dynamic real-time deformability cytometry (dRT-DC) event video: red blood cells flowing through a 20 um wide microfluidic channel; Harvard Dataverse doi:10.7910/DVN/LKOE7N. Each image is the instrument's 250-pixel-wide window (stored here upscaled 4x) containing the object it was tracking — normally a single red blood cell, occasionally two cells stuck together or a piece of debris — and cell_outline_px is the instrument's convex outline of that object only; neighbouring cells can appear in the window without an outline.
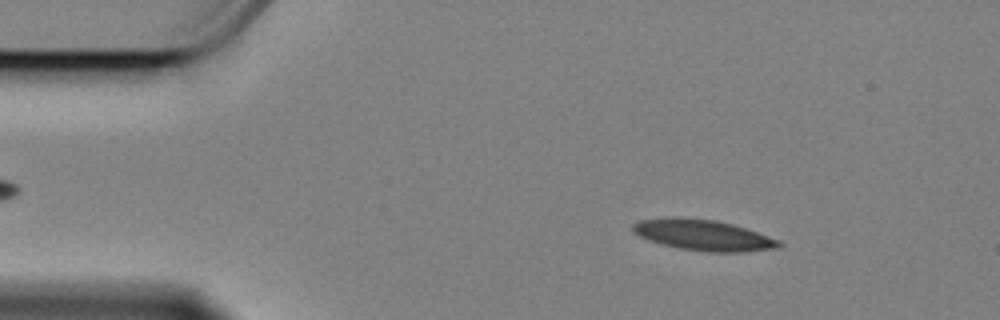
{"species": "Egyptian fruit bat (a non-hibernating species)", "species_latin": "Rousettus aegyptiacus", "temperature_condition": "cold", "stored_images_in_passage": 57, "camera_frame_rate_fps": 3000, "um_per_image_px": 0.085, "animal": {"sex": "female"}, "frame": {"image": 1, "passage_image": 7, "time_ms": 2.0, "image_size_px": [1000, 320], "cell_outline_px": [[784, 244], [776, 248], [744, 252], [708, 252], [680, 248], [648, 240], [632, 232], [632, 224], [640, 220], [672, 216], [676, 216], [716, 220], [732, 224], [780, 240]], "centroid_in_image_um": [59.75, 19.97], "position_along_channel_um": 25.2, "area_um2": 26.24}}
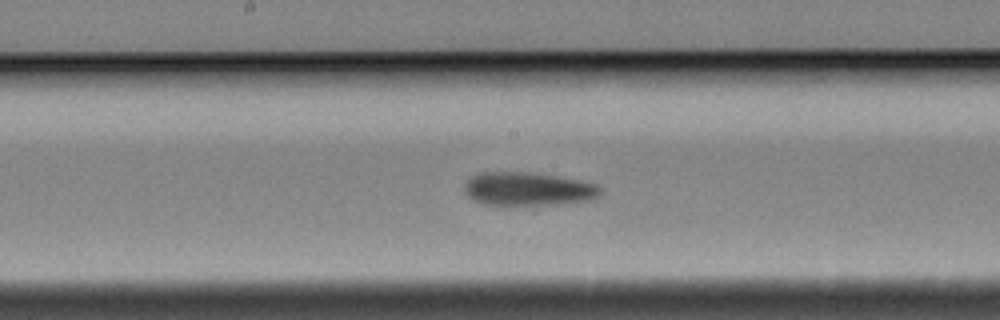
{"frame": {"image": 2, "passage_image": 28, "time_ms": 9.0, "image_size_px": [1000, 320], "cell_outline_px": [[600, 192], [596, 196], [588, 200], [556, 204], [516, 208], [484, 204], [468, 196], [464, 192], [464, 184], [472, 176], [480, 172], [532, 172], [580, 180], [596, 184], [600, 188]], "centroid_in_image_um": [44.82, 16.09], "position_along_channel_um": 203.4, "area_um2": 27.11}}
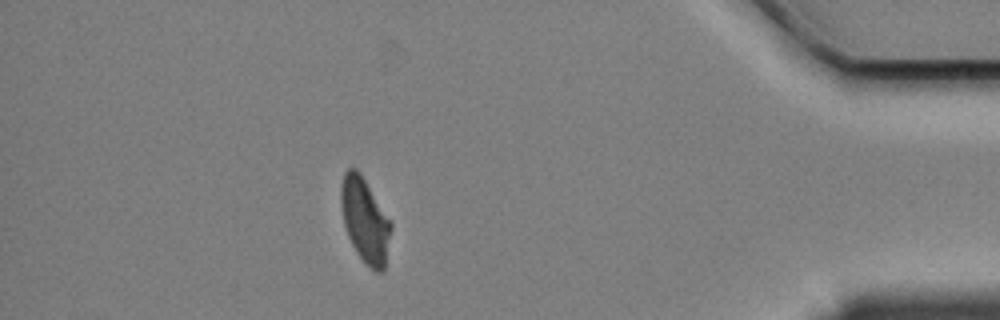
{"frame": {"image": 3, "passage_image": 50, "time_ms": 16.333, "image_size_px": [1000, 320], "cell_outline_px": [[392, 228], [384, 268], [380, 272], [376, 272], [364, 264], [356, 252], [348, 236], [344, 224], [340, 204], [340, 184], [344, 172], [348, 168], [356, 168], [360, 172], [392, 224]], "centroid_in_image_um": [31.0, 18.72], "position_along_channel_um": 404.2, "area_um2": 24.62}, "authors_computed_cell_mechanics": {"area_um2": 26.1834, "velocity_mm_per_s": 3.3784, "shape_relaxation_time_tau1_ms": 4.4471, "shape_relaxation_time_tau2_ms": 5.0397, "deformation_change_tau1": 0.1283, "deformation_change_tau2": 0.1257}}